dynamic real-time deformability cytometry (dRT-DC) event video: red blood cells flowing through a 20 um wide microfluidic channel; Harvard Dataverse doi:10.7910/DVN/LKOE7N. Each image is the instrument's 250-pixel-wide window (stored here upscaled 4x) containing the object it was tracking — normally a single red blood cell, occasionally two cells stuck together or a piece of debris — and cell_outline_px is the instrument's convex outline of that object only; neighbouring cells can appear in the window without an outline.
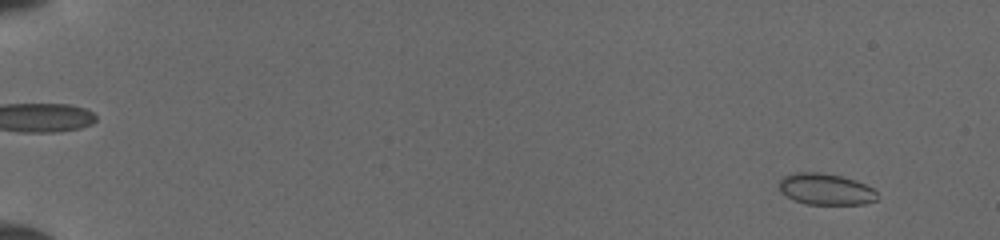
{"species": "common noctule bat (a hibernating species)", "species_latin": "Nyctalus noctula", "temperature_condition": "cold", "stored_images_in_passage": 42, "segment_of_instrument_passage": [1, 2], "camera_frame_rate_fps": 3000, "um_per_image_px": 0.085, "animal": {"sex": "female", "body_mass_g": 19.5, "forearm_length_mm": 54.1}, "frame": {"image": 1, "passage_image": 3, "time_ms": 0.667, "image_size_px": [1000, 240], "cell_outline_px": [[880, 196], [876, 200], [864, 204], [808, 204], [796, 200], [780, 192], [780, 180], [784, 176], [796, 172], [820, 172], [840, 176], [856, 180], [872, 188]], "centroid_in_image_um": [70.21, 16.08], "position_along_channel_um": 14.8, "area_um2": 17.8}}
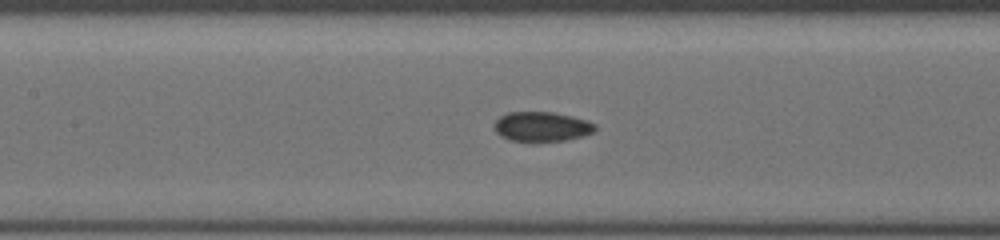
{"frame": {"image": 2, "passage_image": 23, "time_ms": 7.333, "image_size_px": [1000, 240], "cell_outline_px": [[596, 128], [592, 132], [584, 136], [568, 140], [536, 144], [532, 144], [508, 140], [500, 136], [492, 128], [492, 124], [500, 116], [508, 112], [552, 112], [584, 120], [596, 124]], "centroid_in_image_um": [45.97, 10.82], "position_along_channel_um": 161.4, "area_um2": 18.15}}
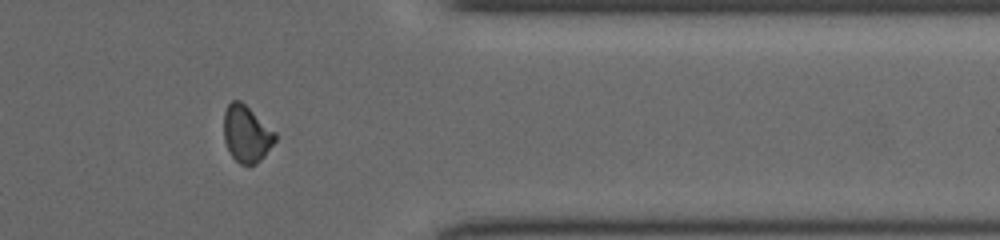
{"frame": {"image": 3, "passage_image": 37, "time_ms": 12.0, "image_size_px": [1000, 240], "cell_outline_px": [[276, 140], [264, 156], [256, 164], [240, 164], [232, 156], [224, 140], [224, 112], [228, 104], [232, 100], [240, 100], [276, 132]], "centroid_in_image_um": [20.95, 11.37], "position_along_channel_um": 390.4, "area_um2": 16.82}}